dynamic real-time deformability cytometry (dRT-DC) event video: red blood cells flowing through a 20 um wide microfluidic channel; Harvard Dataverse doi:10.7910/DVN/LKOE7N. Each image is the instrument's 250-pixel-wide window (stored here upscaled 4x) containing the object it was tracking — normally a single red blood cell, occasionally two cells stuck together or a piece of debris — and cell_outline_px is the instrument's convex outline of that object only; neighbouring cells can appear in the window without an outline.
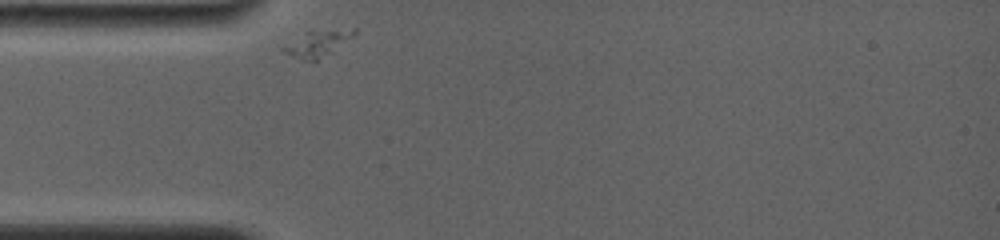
{"species": "common noctule bat (a hibernating species)", "species_latin": "Nyctalus noctula", "temperature_condition": "room temperature", "stored_images_in_passage": 32, "camera_frame_rate_fps": 4000, "um_per_image_px": 0.085, "animal": {"sex": "female", "body_mass_g": 19.0, "forearm_length_mm": 56.7}, "frame": {"image": 1, "passage_image": 1, "time_ms": 0.0, "image_size_px": [1000, 240], "cell_outline_px": [[356, 32], [352, 36], [332, 52], [316, 60], [300, 60], [284, 52], [280, 48], [308, 28], [356, 28]], "centroid_in_image_um": [26.96, 3.62], "position_along_channel_um": 58.0, "area_um2": 11.27}}
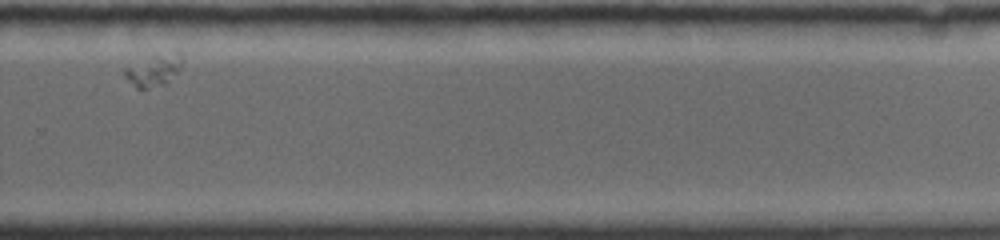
{"frame": {"image": 2, "passage_image": 23, "time_ms": 8.0, "image_size_px": [1000, 240], "cell_outline_px": [[180, 68], [164, 84], [148, 88], [136, 88], [124, 76], [124, 68], [176, 48], [180, 48]], "centroid_in_image_um": [13.09, 5.94], "position_along_channel_um": 316.7, "area_um2": 10.29}}